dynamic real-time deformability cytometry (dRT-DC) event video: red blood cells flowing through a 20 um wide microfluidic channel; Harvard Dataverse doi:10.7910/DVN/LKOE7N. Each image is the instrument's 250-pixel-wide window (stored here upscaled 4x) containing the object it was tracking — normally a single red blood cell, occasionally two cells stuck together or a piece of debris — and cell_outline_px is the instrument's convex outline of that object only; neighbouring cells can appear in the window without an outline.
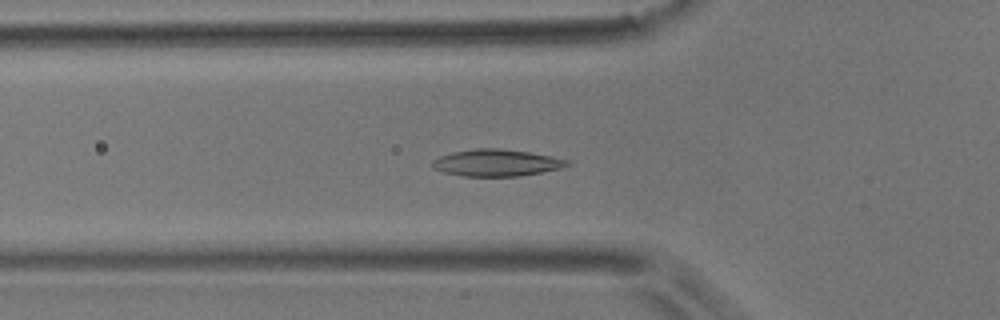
{"species": "common noctule bat (a hibernating species)", "species_latin": "Nyctalus noctula", "temperature_condition": "room temperature", "stored_images_in_passage": 37, "camera_frame_rate_fps": 3000, "um_per_image_px": 0.085, "animal": {"sex": "male", "body_mass_g": 17.9}, "frame": {"image": 1, "passage_image": 2, "time_ms": 0.333, "image_size_px": [1000, 320], "cell_outline_px": [[572, 164], [560, 168], [520, 176], [464, 176], [444, 172], [432, 168], [432, 160], [440, 156], [452, 152], [476, 148], [500, 148], [528, 152], [572, 160]], "centroid_in_image_um": [42.21, 13.83], "position_along_channel_um": 83.6, "area_um2": 21.1}}
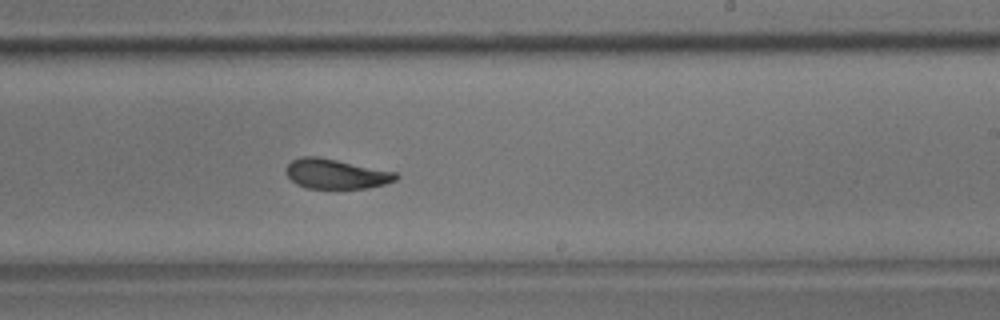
{"frame": {"image": 2, "passage_image": 16, "time_ms": 5.0, "image_size_px": [1000, 320], "cell_outline_px": [[400, 176], [396, 180], [384, 184], [368, 188], [308, 188], [296, 184], [284, 172], [288, 164], [292, 160], [300, 156], [316, 156], [396, 172]], "centroid_in_image_um": [28.54, 14.78], "position_along_channel_um": 260.5, "area_um2": 18.96}}
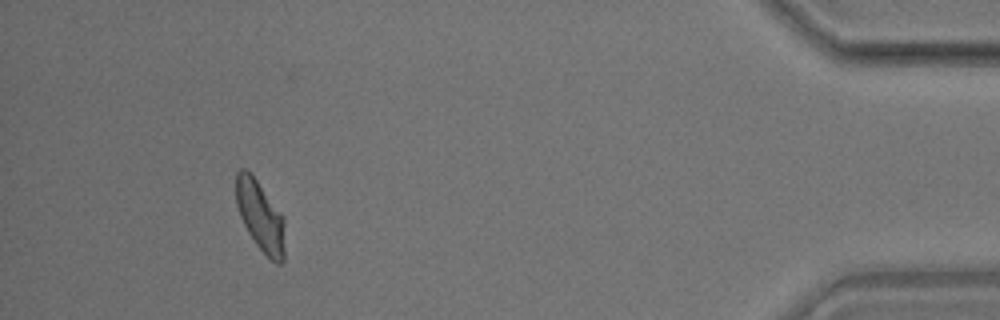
{"frame": {"image": 3, "passage_image": 33, "time_ms": 10.667, "image_size_px": [1000, 320], "cell_outline_px": [[284, 260], [280, 264], [276, 264], [256, 244], [248, 232], [240, 216], [236, 204], [236, 172], [240, 168], [244, 168], [256, 180], [284, 216]], "centroid_in_image_um": [22.13, 18.38], "position_along_channel_um": 413.1, "area_um2": 19.77}, "authors_computed_cell_mechanics": {"area_um2": 19.5942, "velocity_mm_per_s": 3.7872, "shape_relaxation_time_tau1_ms": 3.3801, "shape_relaxation_time_tau2_ms": 1.449, "deformation_change_tau1": 0.13, "deformation_change_tau2": 0.0683}}